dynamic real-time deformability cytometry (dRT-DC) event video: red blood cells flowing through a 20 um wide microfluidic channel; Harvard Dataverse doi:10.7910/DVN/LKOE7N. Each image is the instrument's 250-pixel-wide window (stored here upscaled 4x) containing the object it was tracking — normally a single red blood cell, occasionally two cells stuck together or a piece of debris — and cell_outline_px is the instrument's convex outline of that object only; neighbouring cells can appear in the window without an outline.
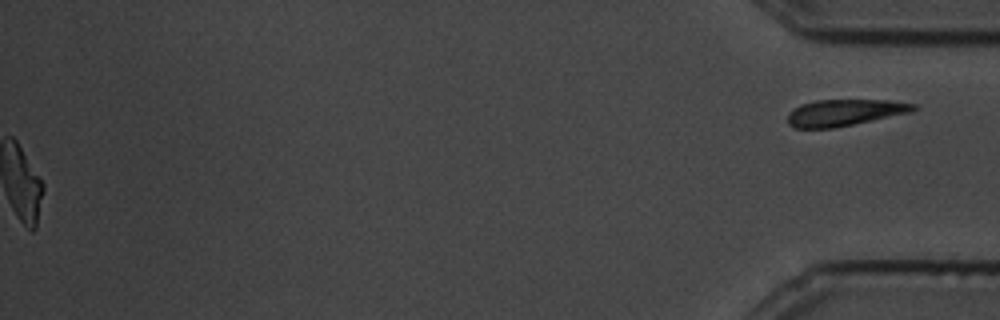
{"species": "common noctule bat (a hibernating species)", "species_latin": "Nyctalus noctula", "temperature_condition": "cold", "stored_images_in_passage": 89, "segment_of_instrument_passage": [2, 2], "camera_frame_rate_fps": 3000, "um_per_image_px": 0.085, "animal": {"sex": "male", "body_mass_g": 19.5, "forearm_length_mm": 54.6}, "frame": {"image": 1, "passage_image": 89, "time_ms": 29.333, "image_size_px": [1000, 320], "cell_outline_px": [[916, 108], [912, 112], [832, 128], [792, 128], [788, 124], [788, 112], [800, 104], [816, 100], [892, 100], [916, 104]], "centroid_in_image_um": [71.76, 9.56], "position_along_channel_um": 363.4, "area_um2": 19.42}}